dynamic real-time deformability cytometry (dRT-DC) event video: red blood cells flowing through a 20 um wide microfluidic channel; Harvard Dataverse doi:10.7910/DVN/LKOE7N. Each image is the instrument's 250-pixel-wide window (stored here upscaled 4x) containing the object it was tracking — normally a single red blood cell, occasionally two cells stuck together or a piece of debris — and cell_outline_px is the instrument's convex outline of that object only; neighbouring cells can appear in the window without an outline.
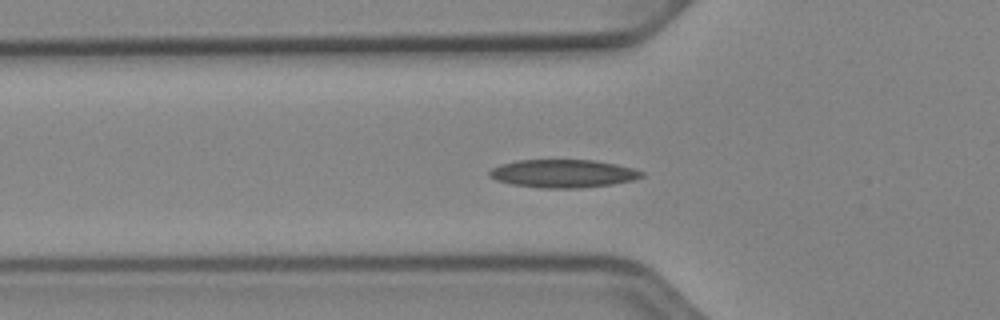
{"species": "Egyptian fruit bat (a non-hibernating species)", "species_latin": "Rousettus aegyptiacus", "temperature_condition": "cold", "stored_images_in_passage": 38, "camera_frame_rate_fps": 3000, "um_per_image_px": 0.085, "animal": {"sex": "female"}, "frame": {"image": 1, "passage_image": 3, "time_ms": 0.667, "image_size_px": [1000, 320], "cell_outline_px": [[644, 176], [632, 180], [612, 184], [576, 188], [540, 188], [512, 184], [496, 180], [488, 176], [488, 172], [492, 168], [500, 164], [516, 160], [596, 160], [616, 164], [632, 168], [644, 172]], "centroid_in_image_um": [47.83, 14.74], "position_along_channel_um": 78.0, "area_um2": 24.91}}
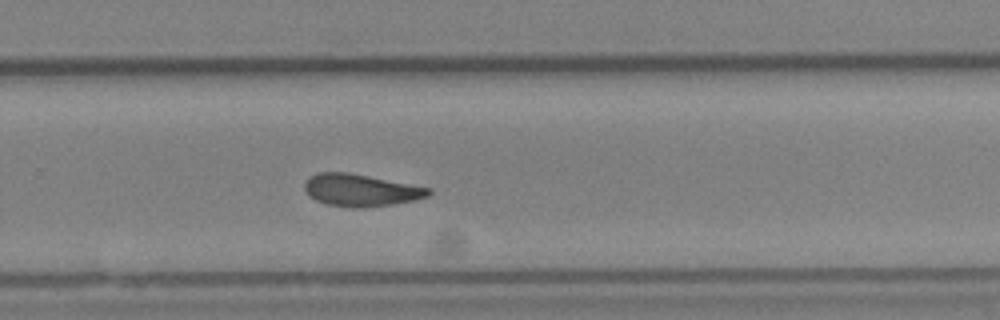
{"frame": {"image": 2, "passage_image": 20, "time_ms": 6.333, "image_size_px": [1000, 320], "cell_outline_px": [[432, 192], [428, 196], [412, 200], [392, 204], [360, 208], [348, 208], [328, 204], [316, 200], [304, 188], [304, 184], [308, 176], [316, 172], [348, 172], [432, 188]], "centroid_in_image_um": [30.65, 16.15], "position_along_channel_um": 299.1, "area_um2": 23.18}}
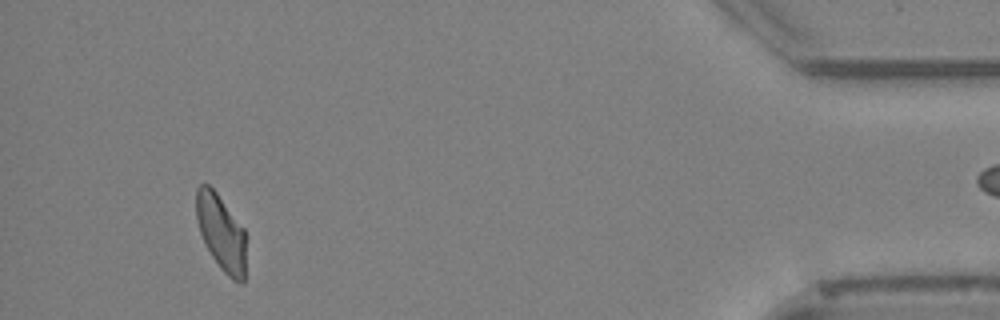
{"frame": {"image": 3, "passage_image": 34, "time_ms": 11.0, "image_size_px": [1000, 320], "cell_outline_px": [[244, 284], [240, 284], [232, 280], [220, 268], [212, 256], [200, 232], [196, 216], [196, 188], [200, 184], [208, 184], [216, 192], [244, 228]], "centroid_in_image_um": [18.79, 19.76], "position_along_channel_um": 416.4, "area_um2": 21.68}, "authors_computed_cell_mechanics": {"area_um2": 23.12, "velocity_mm_per_s": 3.9147, "shape_relaxation_time_tau1_ms": null, "shape_relaxation_time_tau2_ms": 6.5077, "deformation_change_tau1": null, "deformation_change_tau2": 0.1465}}